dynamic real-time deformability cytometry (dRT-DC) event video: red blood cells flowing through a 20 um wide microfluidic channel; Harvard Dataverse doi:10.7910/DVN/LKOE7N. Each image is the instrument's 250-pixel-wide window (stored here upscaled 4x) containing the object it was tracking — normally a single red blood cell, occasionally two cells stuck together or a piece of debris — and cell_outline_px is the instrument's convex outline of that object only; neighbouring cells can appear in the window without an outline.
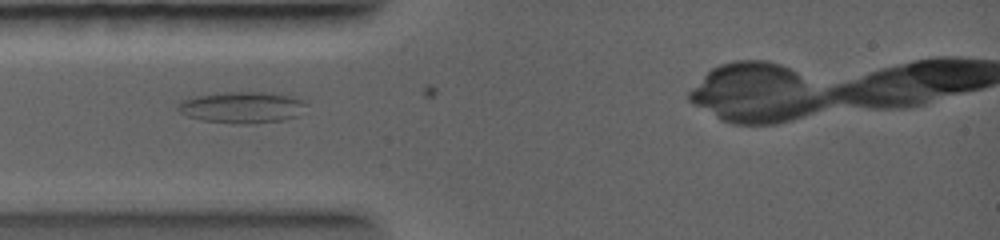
{"species": "common noctule bat (a hibernating species)", "species_latin": "Nyctalus noctula", "temperature_condition": "warm", "stored_images_in_passage": 18, "camera_frame_rate_fps": 5000, "um_per_image_px": 0.085, "animal": {"sex": "female", "body_mass_g": 19.0, "forearm_length_mm": 56.7}, "frame": {"image": 1, "passage_image": 1, "time_ms": 0.0, "image_size_px": [1000, 240], "cell_outline_px": [[304, 104], [300, 116], [284, 120], [248, 124], [236, 124], [200, 120], [188, 116], [180, 112], [176, 108], [180, 100], [196, 96], [228, 92], [256, 92], [288, 96], [300, 100]], "centroid_in_image_um": [20.5, 9.15], "position_along_channel_um": 64.5, "area_um2": 23.18}}
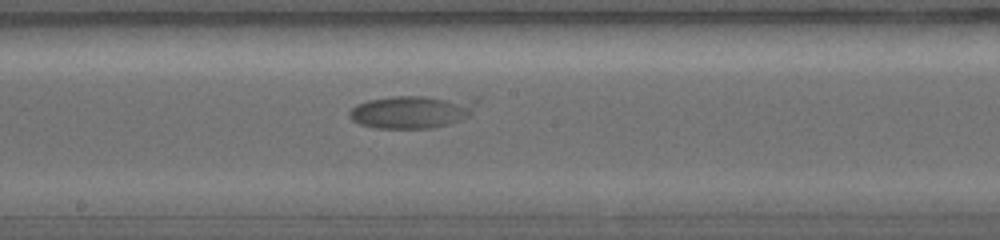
{"frame": {"image": 2, "passage_image": 7, "time_ms": 3.2, "image_size_px": [1000, 240], "cell_outline_px": [[476, 100], [472, 112], [468, 116], [460, 120], [448, 124], [432, 128], [376, 128], [360, 124], [352, 120], [348, 116], [348, 112], [352, 108], [368, 100], [392, 96], [424, 96]], "centroid_in_image_um": [34.94, 9.51], "position_along_channel_um": 213.3, "area_um2": 23.93}}
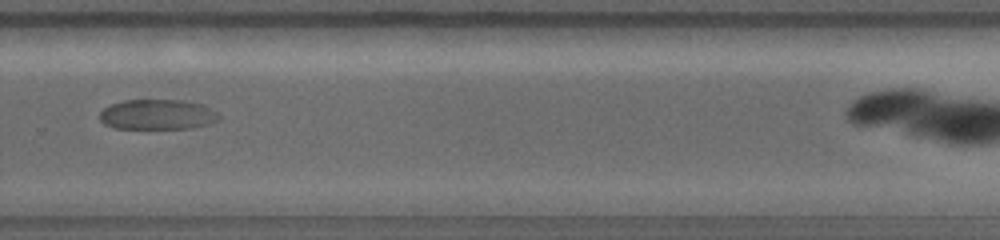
{"frame": {"image": 3, "passage_image": 11, "time_ms": 5.4, "image_size_px": [1000, 240], "cell_outline_px": [[220, 120], [192, 128], [116, 128], [104, 124], [100, 120], [100, 112], [104, 108], [112, 104], [124, 100], [180, 100], [200, 104], [216, 112], [220, 116]], "centroid_in_image_um": [13.36, 9.73], "position_along_channel_um": 316.4, "area_um2": 20.69}}